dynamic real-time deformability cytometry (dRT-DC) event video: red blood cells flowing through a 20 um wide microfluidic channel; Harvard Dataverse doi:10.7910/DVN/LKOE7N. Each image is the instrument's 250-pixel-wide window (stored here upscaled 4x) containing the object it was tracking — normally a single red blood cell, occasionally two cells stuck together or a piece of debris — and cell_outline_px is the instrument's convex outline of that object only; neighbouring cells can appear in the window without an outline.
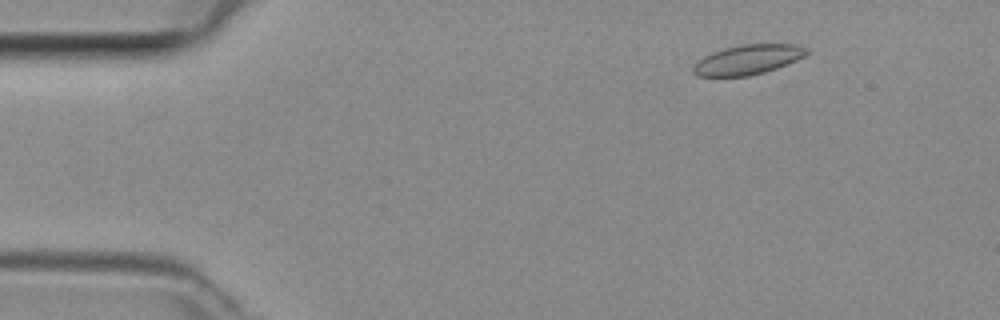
{"species": "common noctule bat (a hibernating species)", "species_latin": "Nyctalus noctula", "temperature_condition": "room temperature", "stored_images_in_passage": 43, "camera_frame_rate_fps": 3000, "um_per_image_px": 0.085, "animal": {"sex": "female", "body_mass_g": 29.2, "forearm_length_mm": 56.3}, "frame": {"image": 1, "passage_image": 6, "time_ms": 1.667, "image_size_px": [1000, 320], "cell_outline_px": [[812, 52], [796, 60], [776, 68], [764, 72], [748, 76], [696, 76], [692, 72], [692, 68], [704, 56], [712, 52], [724, 48], [740, 44], [796, 44], [808, 48]], "centroid_in_image_um": [63.6, 5.06], "position_along_channel_um": 21.4, "area_um2": 19.65}}
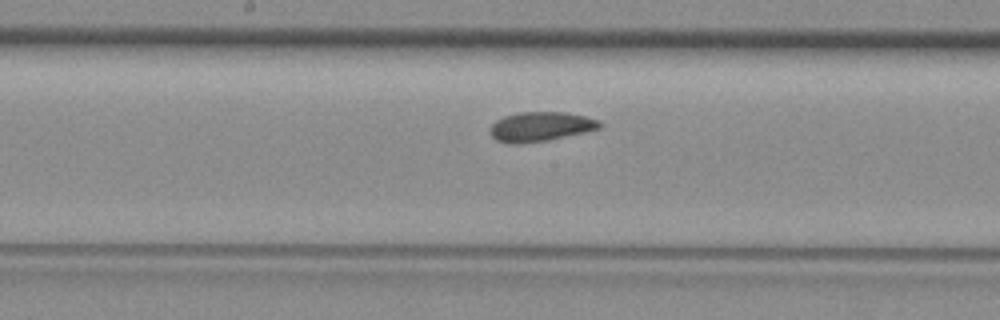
{"frame": {"image": 2, "passage_image": 24, "time_ms": 7.667, "image_size_px": [1000, 320], "cell_outline_px": [[604, 124], [600, 128], [588, 132], [548, 140], [520, 144], [508, 144], [496, 140], [488, 132], [492, 124], [496, 120], [504, 116], [520, 112], [568, 112], [600, 120]], "centroid_in_image_um": [45.96, 10.77], "position_along_channel_um": 202.2, "area_um2": 19.19}}
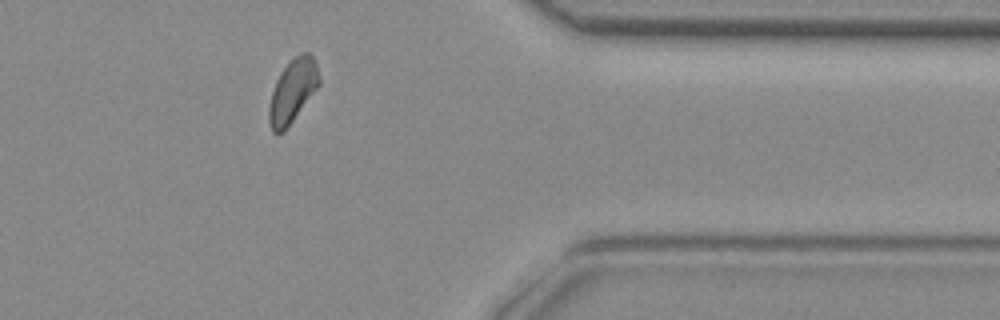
{"frame": {"image": 3, "passage_image": 38, "time_ms": 12.333, "image_size_px": [1000, 320], "cell_outline_px": [[320, 84], [284, 132], [272, 132], [268, 120], [268, 108], [272, 92], [276, 80], [280, 72], [300, 52], [308, 52], [312, 56], [316, 64], [320, 80]], "centroid_in_image_um": [24.86, 7.74], "position_along_channel_um": 386.5, "area_um2": 18.26}}